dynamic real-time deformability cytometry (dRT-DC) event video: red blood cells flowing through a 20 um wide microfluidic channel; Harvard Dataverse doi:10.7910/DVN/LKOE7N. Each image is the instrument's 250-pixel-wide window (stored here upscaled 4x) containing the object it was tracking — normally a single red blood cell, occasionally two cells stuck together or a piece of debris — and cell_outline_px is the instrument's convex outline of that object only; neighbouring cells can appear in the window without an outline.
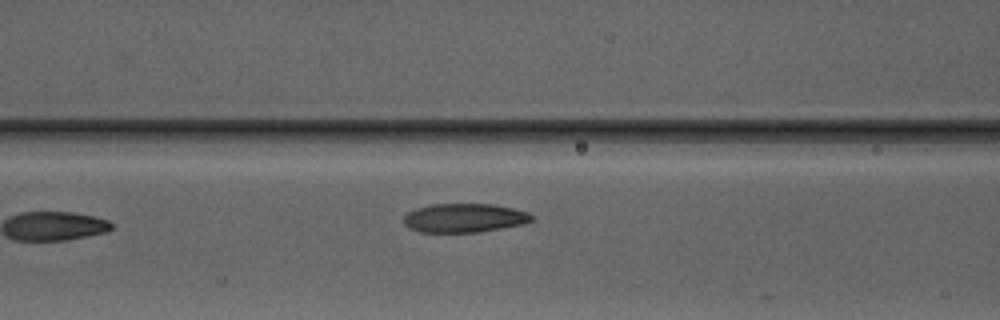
{"species": "Egyptian fruit bat (a non-hibernating species)", "species_latin": "Rousettus aegyptiacus", "temperature_condition": "warm", "stored_images_in_passage": 8, "camera_frame_rate_fps": 3000, "um_per_image_px": 0.085, "animal": {"sex": "male"}, "frame": {"image": 1, "passage_image": 3, "time_ms": 2.333, "image_size_px": [1000, 320], "cell_outline_px": [[532, 220], [524, 224], [476, 232], [420, 232], [408, 228], [404, 224], [404, 216], [408, 212], [416, 208], [432, 204], [492, 204], [512, 208], [528, 212], [532, 216]], "centroid_in_image_um": [39.44, 18.52], "position_along_channel_um": 127.2, "area_um2": 21.44}}